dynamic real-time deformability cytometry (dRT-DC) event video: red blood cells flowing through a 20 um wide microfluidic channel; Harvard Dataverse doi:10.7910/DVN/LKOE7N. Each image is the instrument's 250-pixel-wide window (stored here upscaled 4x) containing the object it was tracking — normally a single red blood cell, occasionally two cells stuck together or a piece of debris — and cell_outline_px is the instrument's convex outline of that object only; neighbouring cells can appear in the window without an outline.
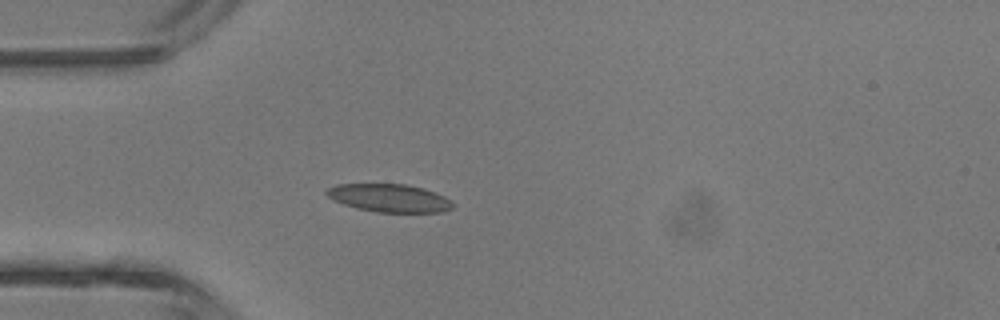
{"species": "common noctule bat (a hibernating species)", "species_latin": "Nyctalus noctula", "temperature_condition": "room temperature", "stored_images_in_passage": 3, "camera_frame_rate_fps": 3000, "um_per_image_px": 0.085, "animal": {"sex": "male", "body_mass_g": 13.3}, "frame": {"image": 1, "passage_image": 3, "time_ms": 2.0, "image_size_px": [1000, 320], "cell_outline_px": [[452, 208], [444, 212], [376, 212], [356, 208], [344, 204], [328, 196], [324, 192], [328, 188], [336, 184], [404, 184], [424, 188], [436, 192], [452, 200]], "centroid_in_image_um": [33.12, 16.83], "position_along_channel_um": 51.9, "area_um2": 20.58}}